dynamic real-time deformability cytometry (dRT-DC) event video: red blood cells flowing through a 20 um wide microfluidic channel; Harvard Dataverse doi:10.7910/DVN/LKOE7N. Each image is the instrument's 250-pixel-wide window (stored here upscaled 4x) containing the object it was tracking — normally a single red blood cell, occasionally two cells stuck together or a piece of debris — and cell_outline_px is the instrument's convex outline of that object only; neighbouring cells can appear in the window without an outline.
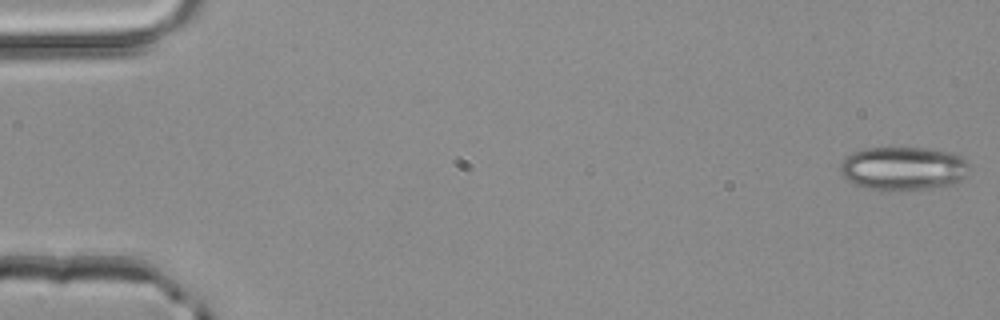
{"species": "common noctule bat (a hibernating species)", "species_latin": "Nyctalus noctula", "temperature_condition": "room temperature", "stored_images_in_passage": 4, "camera_frame_rate_fps": 3000, "um_per_image_px": 0.085, "animal": {"sex": "male", "body_mass_g": 20.4}, "frame": {"image": 1, "passage_image": 1, "time_ms": 0.0, "image_size_px": [1000, 320], "cell_outline_px": [[972, 164], [964, 176], [956, 184], [932, 188], [868, 188], [852, 184], [840, 172], [840, 164], [844, 156], [852, 152], [864, 148], [924, 148], [948, 152], [960, 156]], "centroid_in_image_um": [76.78, 14.28], "position_along_channel_um": 8.2, "area_um2": 32.43}}